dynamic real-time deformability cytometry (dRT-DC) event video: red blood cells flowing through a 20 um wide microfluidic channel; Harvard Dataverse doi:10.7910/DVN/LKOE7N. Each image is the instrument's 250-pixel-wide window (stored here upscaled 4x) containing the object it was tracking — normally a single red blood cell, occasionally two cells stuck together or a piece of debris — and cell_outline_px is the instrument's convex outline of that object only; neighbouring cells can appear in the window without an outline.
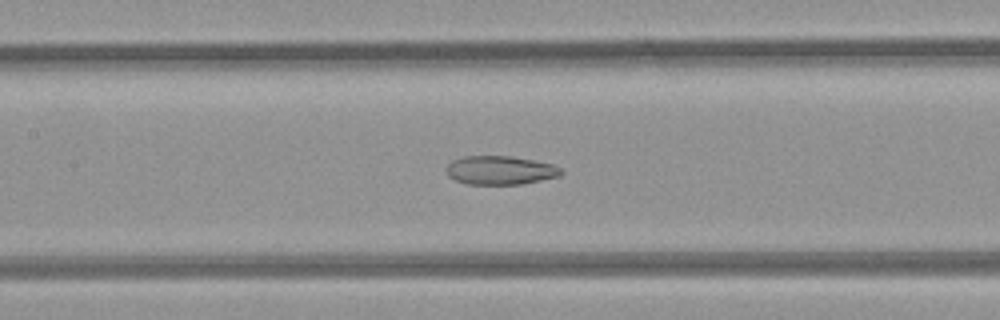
{"species": "common noctule bat (a hibernating species)", "species_latin": "Nyctalus noctula", "temperature_condition": "room temperature", "stored_images_in_passage": 50, "camera_frame_rate_fps": 3000, "um_per_image_px": 0.085, "animal": {"sex": "female", "body_mass_g": 21.9}, "frame": {"image": 1, "passage_image": 23, "time_ms": 7.333, "image_size_px": [1000, 320], "cell_outline_px": [[564, 172], [560, 176], [520, 184], [468, 184], [456, 180], [448, 176], [444, 172], [444, 168], [452, 160], [464, 156], [512, 156], [552, 164], [560, 168]], "centroid_in_image_um": [42.47, 14.47], "position_along_channel_um": 164.9, "area_um2": 19.25}}
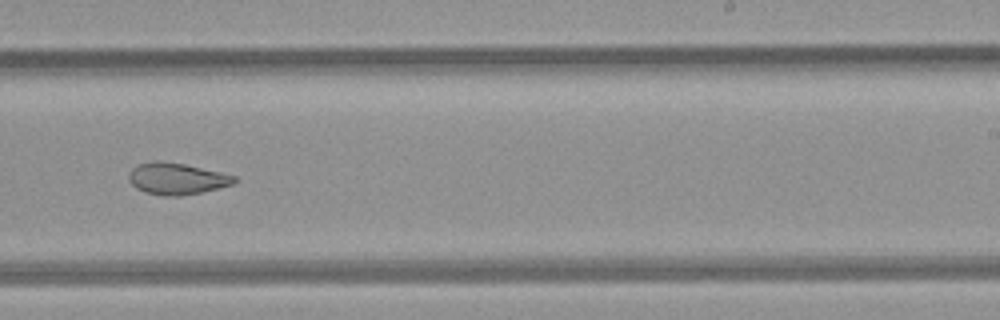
{"frame": {"image": 2, "passage_image": 31, "time_ms": 10.0, "image_size_px": [1000, 320], "cell_outline_px": [[236, 184], [200, 192], [180, 196], [160, 196], [144, 192], [136, 188], [128, 180], [128, 176], [132, 168], [140, 164], [184, 164], [220, 172], [236, 176]], "centroid_in_image_um": [15.06, 15.24], "position_along_channel_um": 273.9, "area_um2": 18.79}}
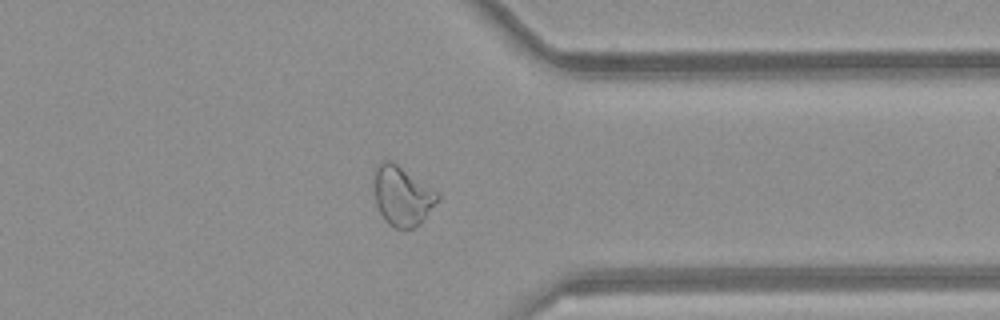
{"frame": {"image": 3, "passage_image": 39, "time_ms": 12.667, "image_size_px": [1000, 320], "cell_outline_px": [[440, 200], [420, 224], [412, 228], [396, 228], [388, 224], [384, 220], [376, 204], [372, 176], [380, 160], [392, 160], [440, 192]], "centroid_in_image_um": [34.2, 16.62], "position_along_channel_um": 377.2, "area_um2": 22.66}, "authors_computed_cell_mechanics": {"area_um2": 24.9985, "velocity_mm_per_s": 4.1055, "shape_relaxation_time_tau1_ms": null, "shape_relaxation_time_tau2_ms": 2.2589, "deformation_change_tau1": null, "deformation_change_tau2": 0.0909}}